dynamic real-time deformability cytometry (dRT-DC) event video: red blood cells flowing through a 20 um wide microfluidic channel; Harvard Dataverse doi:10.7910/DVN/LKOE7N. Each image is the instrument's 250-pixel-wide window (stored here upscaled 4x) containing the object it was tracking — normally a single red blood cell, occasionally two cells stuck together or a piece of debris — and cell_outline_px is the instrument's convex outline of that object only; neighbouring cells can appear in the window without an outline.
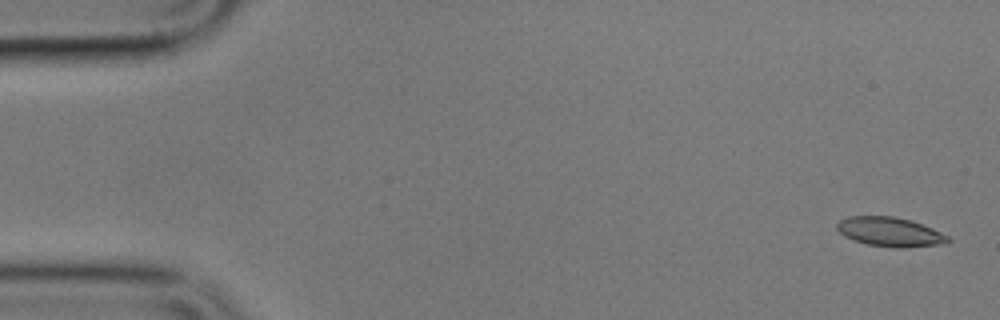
{"species": "common noctule bat (a hibernating species)", "species_latin": "Nyctalus noctula", "temperature_condition": "cold", "stored_images_in_passage": 6, "camera_frame_rate_fps": 3000, "um_per_image_px": 0.085, "animal": {"sex": "male", "body_mass_g": 17.9}, "frame": {"image": 1, "passage_image": 1, "time_ms": 0.0, "image_size_px": [1000, 320], "cell_outline_px": [[952, 240], [944, 244], [904, 248], [896, 248], [868, 244], [844, 236], [836, 228], [836, 224], [840, 220], [848, 216], [892, 216], [912, 220], [932, 228], [948, 236]], "centroid_in_image_um": [75.67, 19.71], "position_along_channel_um": 9.3, "area_um2": 18.96}}
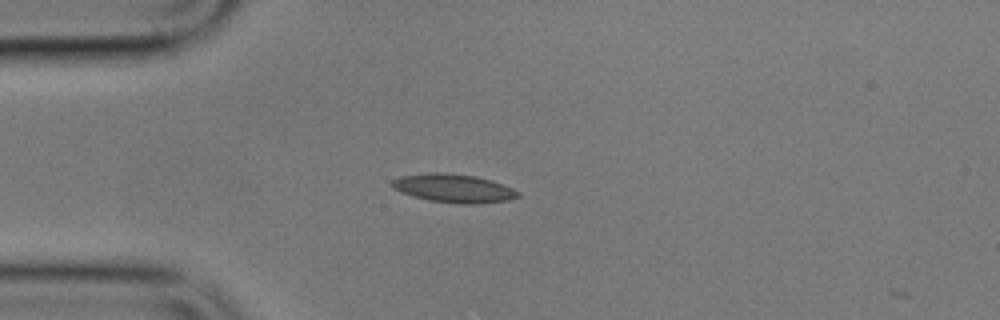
{"frame": {"image": 2, "passage_image": 5, "time_ms": 4.333, "image_size_px": [1000, 320], "cell_outline_px": [[520, 196], [508, 200], [476, 204], [460, 204], [428, 200], [412, 196], [392, 188], [392, 180], [400, 176], [432, 172], [444, 172], [476, 176], [492, 180], [512, 188], [520, 192]], "centroid_in_image_um": [38.57, 16.0], "position_along_channel_um": 46.4, "area_um2": 20.98}}
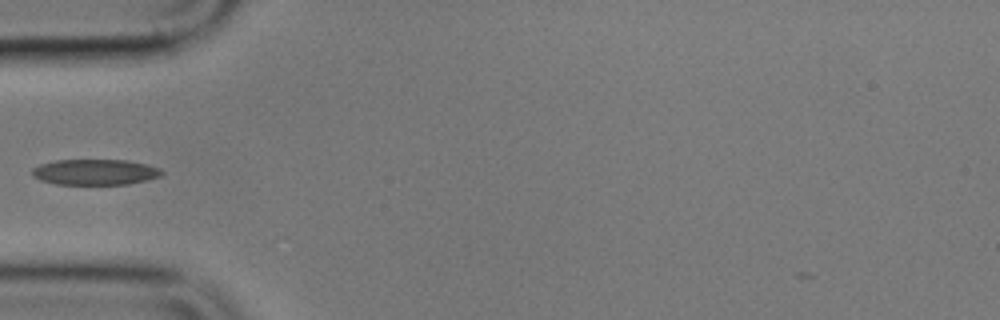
{"frame": {"image": 3, "passage_image": 6, "time_ms": 5.667, "image_size_px": [1000, 320], "cell_outline_px": [[164, 172], [160, 176], [148, 180], [128, 184], [56, 184], [40, 180], [32, 176], [32, 168], [40, 164], [56, 160], [124, 160], [148, 164], [160, 168]], "centroid_in_image_um": [8.09, 14.62], "position_along_channel_um": 76.9, "area_um2": 19.48}}